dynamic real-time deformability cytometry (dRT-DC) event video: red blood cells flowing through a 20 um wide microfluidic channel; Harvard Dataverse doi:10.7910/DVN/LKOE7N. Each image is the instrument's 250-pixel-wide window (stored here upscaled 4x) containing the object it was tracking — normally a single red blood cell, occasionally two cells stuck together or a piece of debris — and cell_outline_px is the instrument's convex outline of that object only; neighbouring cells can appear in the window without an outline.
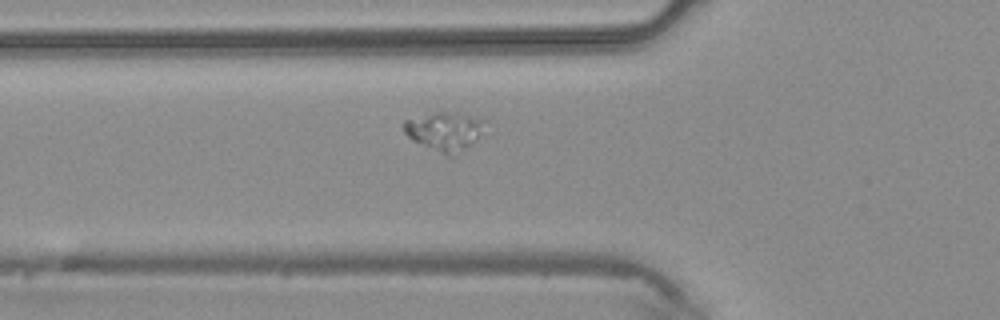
{"species": "common noctule bat (a hibernating species)", "species_latin": "Nyctalus noctula", "temperature_condition": "warm", "stored_images_in_passage": 31, "camera_frame_rate_fps": 3000, "um_per_image_px": 0.085, "animal": {"sex": "male", "body_mass_g": 20.4}, "frame": {"image": 1, "passage_image": 3, "time_ms": 0.667, "image_size_px": [1000, 320], "cell_outline_px": [[488, 120], [476, 136], [456, 156], [448, 156], [412, 140], [404, 132], [404, 120], [432, 112], [456, 112]], "centroid_in_image_um": [37.74, 11.13], "position_along_channel_um": 88.1, "area_um2": 17.86}}
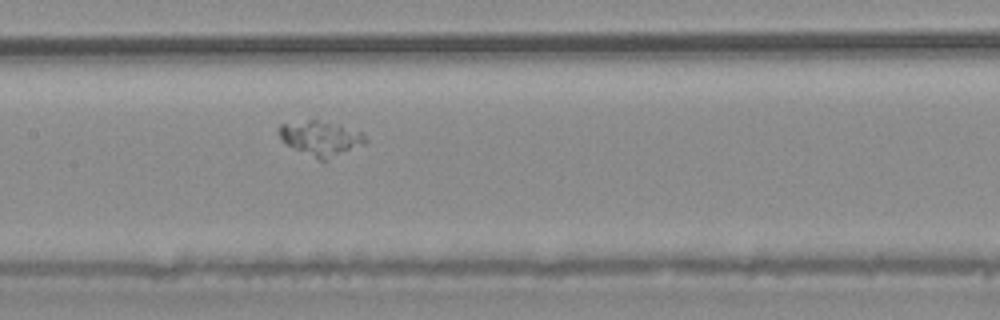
{"frame": {"image": 2, "passage_image": 9, "time_ms": 2.667, "image_size_px": [1000, 320], "cell_outline_px": [[368, 140], [364, 144], [324, 160], [320, 160], [288, 144], [280, 136], [276, 128], [280, 124], [308, 120], [316, 120], [360, 132]], "centroid_in_image_um": [27.22, 11.74], "position_along_channel_um": 180.2, "area_um2": 16.53}}
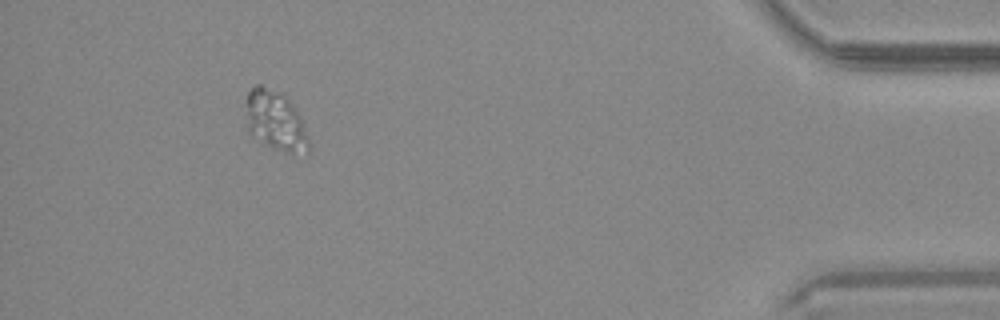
{"frame": {"image": 3, "passage_image": 28, "time_ms": 9.0, "image_size_px": [1000, 320], "cell_outline_px": [[308, 152], [284, 152], [260, 140], [248, 132], [244, 100], [248, 92], [256, 84], [260, 84], [284, 92], [300, 116], [308, 140]], "centroid_in_image_um": [23.36, 10.18], "position_along_channel_um": 411.8, "area_um2": 21.85}}